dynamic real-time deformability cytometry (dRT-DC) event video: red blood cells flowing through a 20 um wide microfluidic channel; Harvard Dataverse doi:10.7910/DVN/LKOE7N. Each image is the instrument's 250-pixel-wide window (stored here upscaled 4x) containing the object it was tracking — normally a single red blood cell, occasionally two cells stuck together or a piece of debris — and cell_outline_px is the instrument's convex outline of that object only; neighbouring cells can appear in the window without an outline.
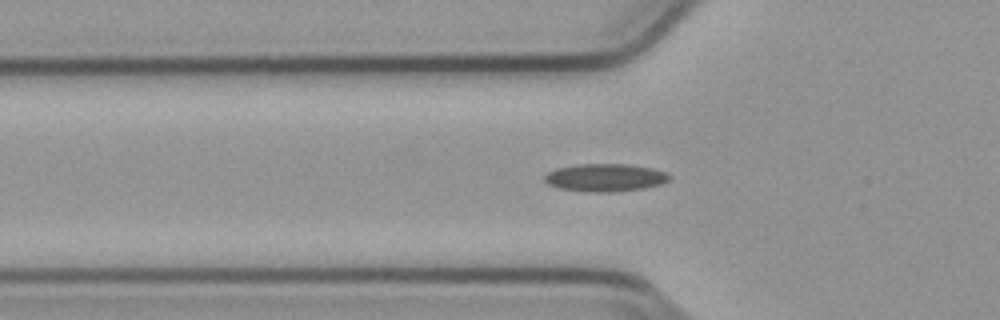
{"species": "common noctule bat (a hibernating species)", "species_latin": "Nyctalus noctula", "temperature_condition": "cold", "stored_images_in_passage": 36, "camera_frame_rate_fps": 3000, "um_per_image_px": 0.085, "animal": {"sex": "male", "body_mass_g": 23.1, "forearm_length_mm": 52.7}, "frame": {"image": 1, "passage_image": 7, "time_ms": 2.0, "image_size_px": [1000, 320], "cell_outline_px": [[672, 176], [668, 180], [660, 184], [644, 188], [612, 192], [588, 192], [560, 188], [548, 184], [544, 180], [544, 176], [548, 172], [556, 168], [580, 164], [628, 164], [652, 168], [664, 172]], "centroid_in_image_um": [51.43, 15.09], "position_along_channel_um": 74.4, "area_um2": 20.11}}
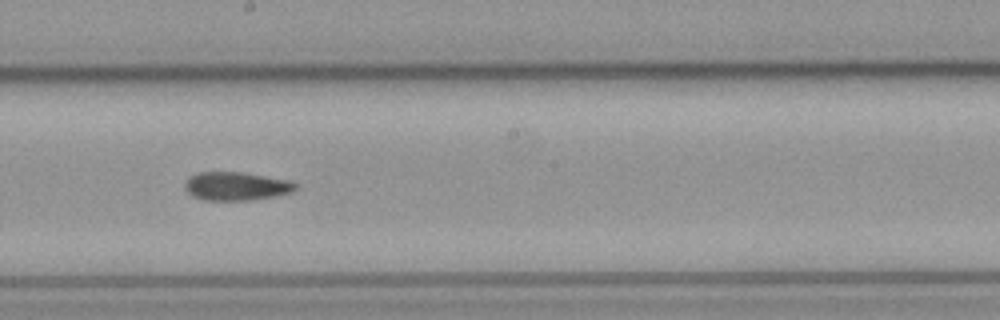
{"frame": {"image": 2, "passage_image": 19, "time_ms": 6.0, "image_size_px": [1000, 320], "cell_outline_px": [[296, 188], [292, 192], [252, 200], [204, 200], [192, 196], [184, 188], [184, 184], [188, 176], [196, 172], [240, 172], [288, 180], [296, 184]], "centroid_in_image_um": [20.01, 15.82], "position_along_channel_um": 228.2, "area_um2": 18.26}}
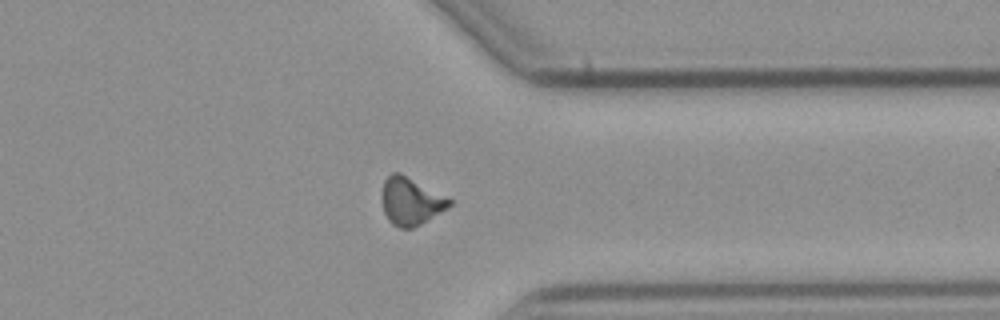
{"frame": {"image": 3, "passage_image": 31, "time_ms": 10.0, "image_size_px": [1000, 320], "cell_outline_px": [[452, 204], [448, 208], [420, 224], [412, 228], [400, 228], [392, 224], [388, 220], [384, 212], [380, 196], [380, 192], [384, 180], [392, 172], [400, 172], [452, 200]], "centroid_in_image_um": [34.86, 17.1], "position_along_channel_um": 376.5, "area_um2": 18.73}}